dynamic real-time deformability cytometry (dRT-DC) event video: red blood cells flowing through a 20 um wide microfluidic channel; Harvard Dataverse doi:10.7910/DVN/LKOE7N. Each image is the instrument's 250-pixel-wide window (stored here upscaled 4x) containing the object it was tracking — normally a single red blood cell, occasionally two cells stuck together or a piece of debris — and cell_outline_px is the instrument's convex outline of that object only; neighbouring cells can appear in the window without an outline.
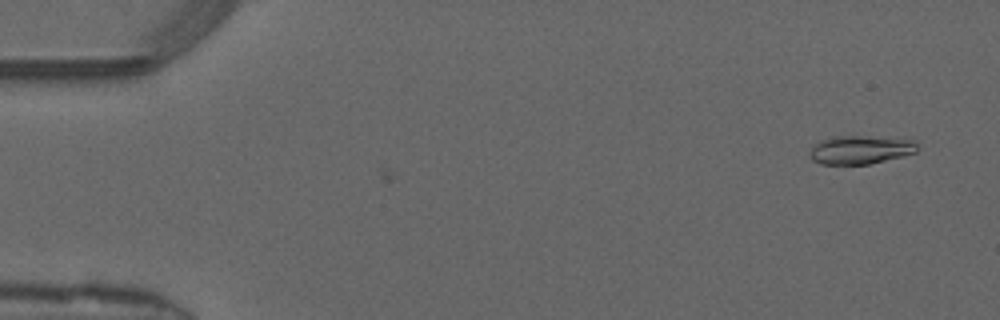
{"species": "common noctule bat (a hibernating species)", "species_latin": "Nyctalus noctula", "temperature_condition": "warm", "stored_images_in_passage": 3, "camera_frame_rate_fps": 3000, "um_per_image_px": 0.085, "animal": {"sex": "male", "forearm_length_mm": 52.5}, "frame": {"image": 1, "passage_image": 3, "time_ms": 0.667, "image_size_px": [1000, 320], "cell_outline_px": [[916, 152], [904, 156], [868, 164], [820, 164], [812, 160], [808, 156], [808, 152], [820, 140], [832, 136], [868, 136], [916, 140]], "centroid_in_image_um": [73.1, 12.73], "position_along_channel_um": 11.9, "area_um2": 17.92}}